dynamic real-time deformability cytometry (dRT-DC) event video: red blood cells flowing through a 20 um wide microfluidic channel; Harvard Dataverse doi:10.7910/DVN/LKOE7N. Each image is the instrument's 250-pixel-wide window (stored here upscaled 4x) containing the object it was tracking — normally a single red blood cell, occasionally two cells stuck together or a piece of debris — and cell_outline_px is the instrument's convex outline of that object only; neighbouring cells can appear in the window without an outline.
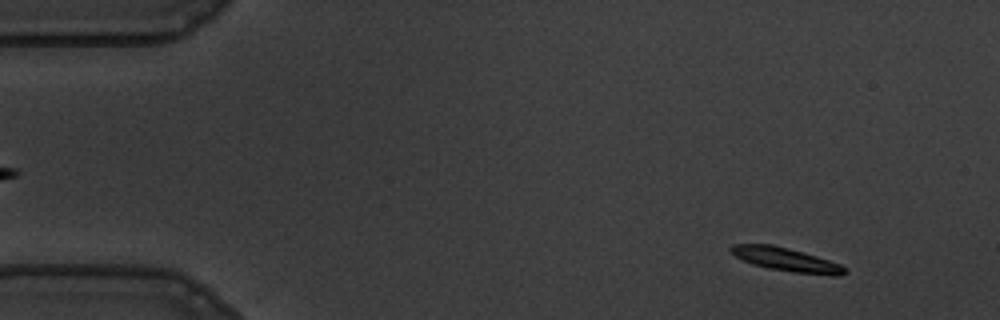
{"species": "common noctule bat (a hibernating species)", "species_latin": "Nyctalus noctula", "temperature_condition": "warm", "stored_images_in_passage": 57, "camera_frame_rate_fps": 3000, "um_per_image_px": 0.085, "animal": {"sex": "male", "body_mass_g": 19.5, "forearm_length_mm": 54.6}, "frame": {"image": 1, "passage_image": 6, "time_ms": 1.667, "image_size_px": [1000, 320], "cell_outline_px": [[848, 272], [840, 276], [832, 276], [792, 272], [768, 268], [752, 264], [736, 256], [728, 248], [732, 244], [772, 244], [816, 256], [840, 264]], "centroid_in_image_um": [66.83, 22.07], "position_along_channel_um": 18.2, "area_um2": 15.49}}
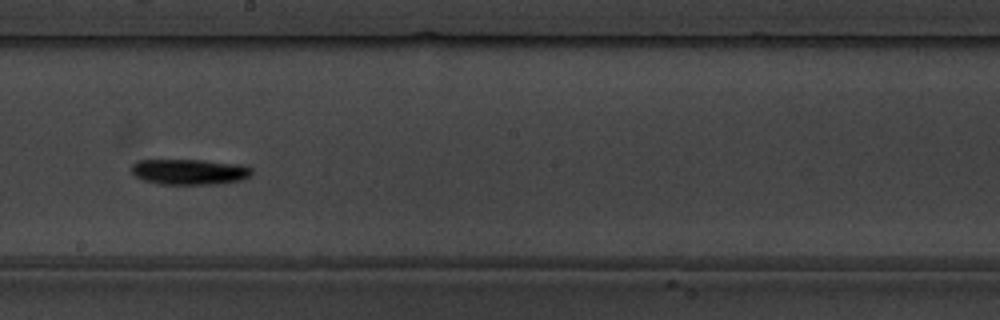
{"frame": {"image": 2, "passage_image": 32, "time_ms": 10.333, "image_size_px": [1000, 320], "cell_outline_px": [[252, 172], [248, 176], [240, 180], [216, 184], [160, 184], [144, 180], [136, 176], [132, 172], [132, 164], [140, 160], [200, 160], [244, 164], [252, 168]], "centroid_in_image_um": [16.13, 14.6], "position_along_channel_um": 232.1, "area_um2": 17.86}}
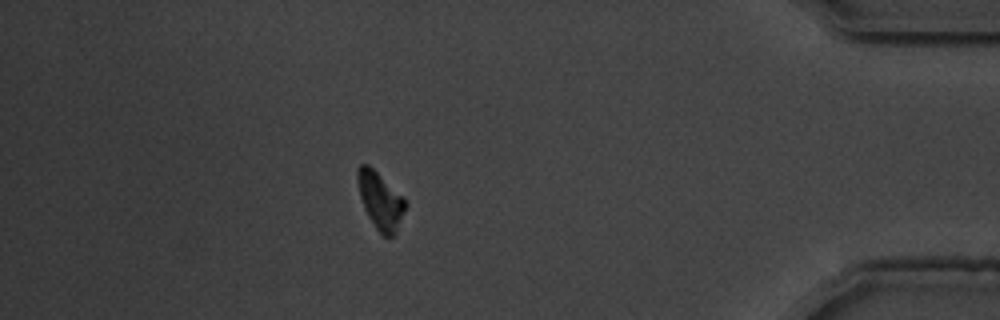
{"frame": {"image": 3, "passage_image": 50, "time_ms": 16.333, "image_size_px": [1000, 320], "cell_outline_px": [[408, 204], [396, 232], [392, 236], [384, 236], [376, 228], [368, 216], [364, 208], [360, 196], [356, 180], [356, 168], [360, 164], [368, 164], [404, 196]], "centroid_in_image_um": [32.33, 17.01], "position_along_channel_um": 402.9, "area_um2": 16.07}, "authors_computed_cell_mechanics": {"area_um2": 16.4152, "velocity_mm_per_s": 3.5703, "shape_relaxation_time_tau1_ms": 3.7688, "shape_relaxation_time_tau2_ms": null, "deformation_change_tau1": 0.1567, "deformation_change_tau2": null}}